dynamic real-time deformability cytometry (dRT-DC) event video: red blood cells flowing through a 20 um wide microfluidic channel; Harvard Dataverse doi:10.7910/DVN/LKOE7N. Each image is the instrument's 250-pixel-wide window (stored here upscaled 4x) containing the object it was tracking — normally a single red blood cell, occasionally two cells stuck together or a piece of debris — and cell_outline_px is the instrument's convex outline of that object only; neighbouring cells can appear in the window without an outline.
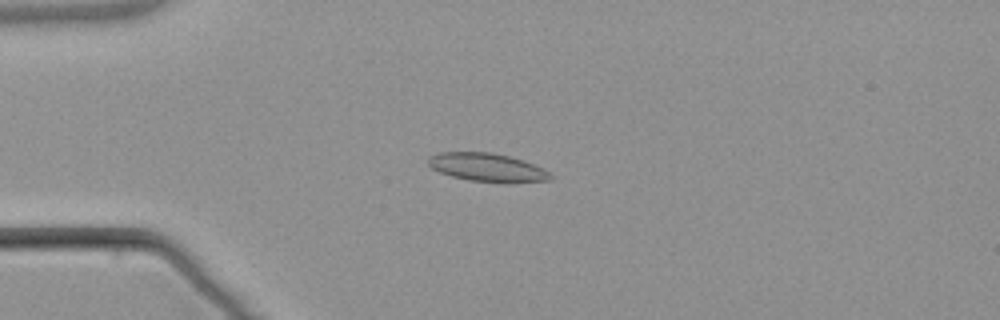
{"species": "common noctule bat (a hibernating species)", "species_latin": "Nyctalus noctula", "temperature_condition": "warm", "stored_images_in_passage": 5, "camera_frame_rate_fps": 3000, "um_per_image_px": 0.085, "animal": {"sex": "male", "body_mass_g": 21.5, "forearm_length_mm": 52.0}, "frame": {"image": 1, "passage_image": 4, "time_ms": 3.667, "image_size_px": [1000, 320], "cell_outline_px": [[552, 180], [508, 184], [504, 184], [468, 180], [452, 176], [440, 172], [432, 168], [428, 164], [428, 156], [440, 152], [492, 152], [524, 160], [544, 168], [552, 176]], "centroid_in_image_um": [41.46, 14.25], "position_along_channel_um": 43.5, "area_um2": 20.63}}